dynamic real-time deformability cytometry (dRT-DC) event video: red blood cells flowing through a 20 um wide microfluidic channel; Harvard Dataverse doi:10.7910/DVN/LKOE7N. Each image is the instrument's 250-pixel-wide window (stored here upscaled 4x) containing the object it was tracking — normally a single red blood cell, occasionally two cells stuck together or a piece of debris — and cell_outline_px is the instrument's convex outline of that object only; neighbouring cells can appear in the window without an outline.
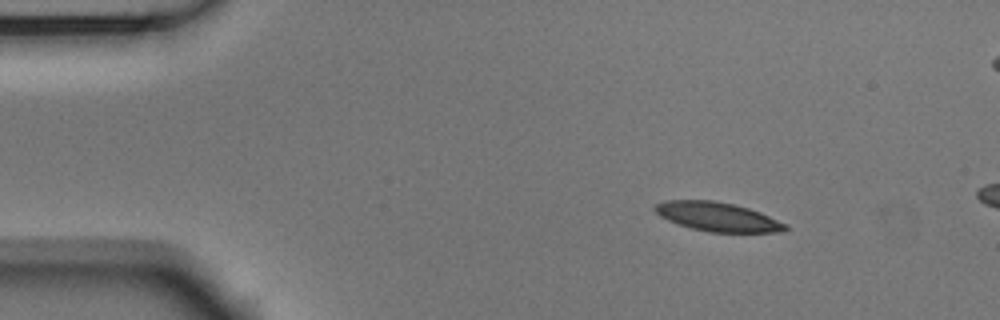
{"species": "Egyptian fruit bat (a non-hibernating species)", "species_latin": "Rousettus aegyptiacus", "temperature_condition": "room temperature", "stored_images_in_passage": 6, "camera_frame_rate_fps": 3000, "um_per_image_px": 0.085, "animal": {"sex": "male"}, "frame": {"image": 1, "passage_image": 1, "time_ms": 0.0, "image_size_px": [1000, 320], "cell_outline_px": [[788, 228], [784, 232], [708, 232], [676, 224], [660, 216], [652, 208], [656, 204], [664, 200], [716, 200], [748, 208], [760, 212], [788, 224]], "centroid_in_image_um": [60.99, 18.42], "position_along_channel_um": 24.0, "area_um2": 22.2}}